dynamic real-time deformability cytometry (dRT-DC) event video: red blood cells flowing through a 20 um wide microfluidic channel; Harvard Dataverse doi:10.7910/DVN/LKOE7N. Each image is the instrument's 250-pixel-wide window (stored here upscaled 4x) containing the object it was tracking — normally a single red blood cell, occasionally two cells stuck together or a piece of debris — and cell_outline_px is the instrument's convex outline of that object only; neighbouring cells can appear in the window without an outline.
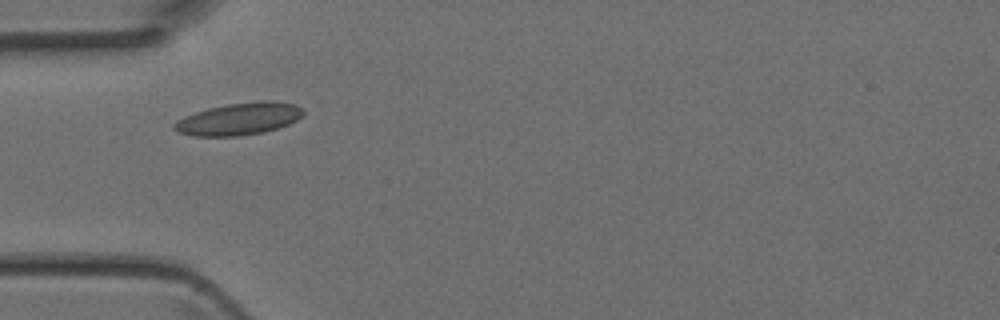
{"species": "Egyptian fruit bat (a non-hibernating species)", "species_latin": "Rousettus aegyptiacus", "temperature_condition": "room temperature", "stored_images_in_passage": 2, "camera_frame_rate_fps": 3000, "um_per_image_px": 0.085, "animal": {"sex": "female"}, "frame": {"image": 1, "passage_image": 1, "time_ms": 0.0, "image_size_px": [1000, 320], "cell_outline_px": [[304, 116], [288, 124], [264, 132], [236, 136], [192, 136], [176, 132], [172, 128], [172, 124], [176, 120], [184, 116], [208, 108], [228, 104], [260, 100], [276, 100], [296, 104], [304, 108]], "centroid_in_image_um": [20.32, 10.09], "position_along_channel_um": 64.7, "area_um2": 24.57}}
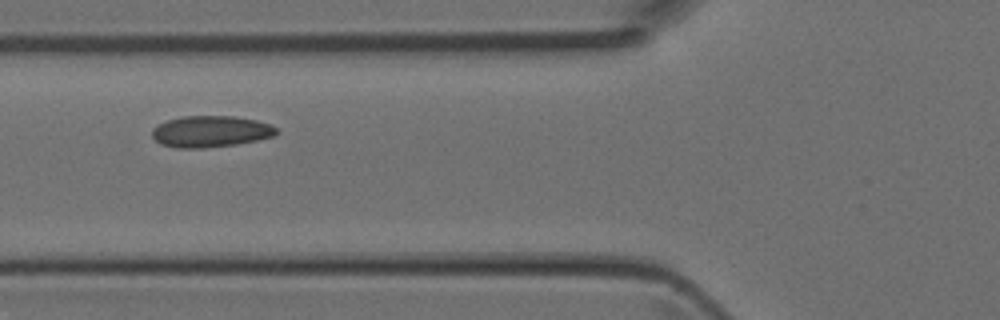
{"frame": {"image": 2, "passage_image": 2, "time_ms": 0.333, "image_size_px": [1000, 320], "cell_outline_px": [[280, 132], [272, 136], [256, 140], [236, 144], [200, 148], [176, 148], [160, 144], [152, 136], [152, 128], [168, 120], [184, 116], [232, 116], [256, 120], [272, 124]], "centroid_in_image_um": [17.91, 11.17], "position_along_channel_um": 107.9, "area_um2": 22.66}}